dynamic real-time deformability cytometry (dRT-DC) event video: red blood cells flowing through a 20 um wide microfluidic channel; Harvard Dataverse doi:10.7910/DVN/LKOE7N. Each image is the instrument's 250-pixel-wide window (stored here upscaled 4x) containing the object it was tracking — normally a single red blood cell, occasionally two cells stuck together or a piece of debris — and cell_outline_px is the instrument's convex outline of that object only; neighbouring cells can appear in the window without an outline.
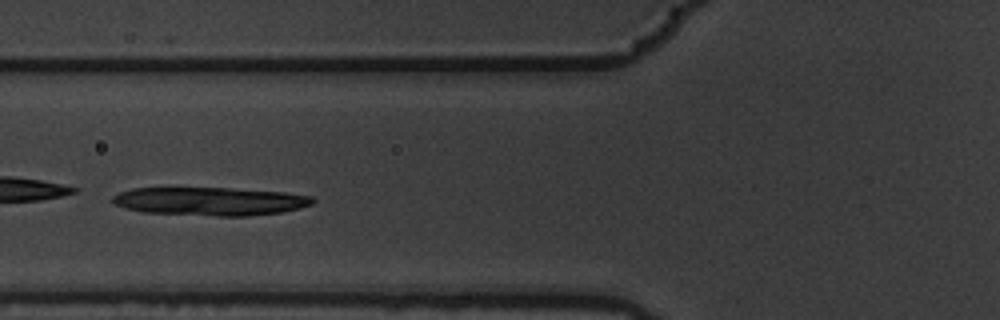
{"species": "common noctule bat (a hibernating species)", "species_latin": "Nyctalus noctula", "temperature_condition": "warm", "stored_images_in_passage": 11, "segment_of_instrument_passage": [2, 2], "camera_frame_rate_fps": 3000, "um_per_image_px": 0.085, "animal": {"sex": "male", "body_mass_g": 19.5, "forearm_length_mm": 54.6}, "frame": {"image": 1, "passage_image": 7, "time_ms": 2.0, "image_size_px": [1000, 320], "cell_outline_px": [[316, 200], [312, 204], [300, 208], [280, 212], [248, 216], [216, 216], [144, 212], [124, 208], [112, 204], [112, 196], [120, 192], [132, 188], [228, 188], [284, 192], [312, 196]], "centroid_in_image_um": [17.84, 17.11], "position_along_channel_um": 108.0, "area_um2": 33.06}}
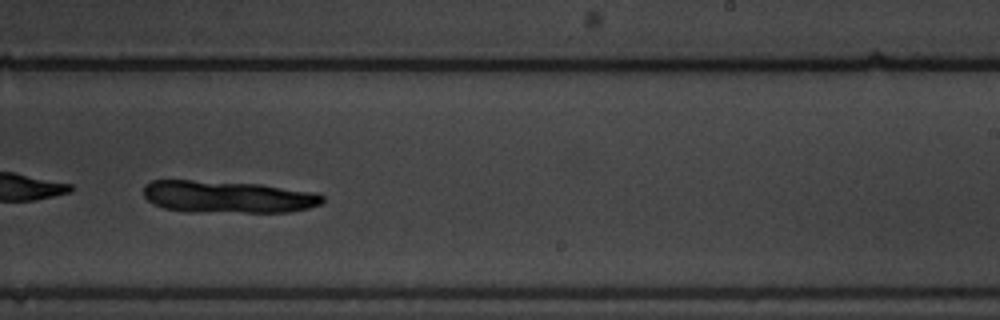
{"frame": {"image": 2, "passage_image": 11, "time_ms": 3.333, "image_size_px": [1000, 320], "cell_outline_px": [[324, 200], [320, 204], [308, 208], [288, 212], [192, 212], [164, 208], [152, 204], [144, 196], [144, 184], [152, 180], [192, 180], [260, 184], [312, 192], [324, 196]], "centroid_in_image_um": [19.31, 16.73], "position_along_channel_um": 269.7, "area_um2": 33.58}}